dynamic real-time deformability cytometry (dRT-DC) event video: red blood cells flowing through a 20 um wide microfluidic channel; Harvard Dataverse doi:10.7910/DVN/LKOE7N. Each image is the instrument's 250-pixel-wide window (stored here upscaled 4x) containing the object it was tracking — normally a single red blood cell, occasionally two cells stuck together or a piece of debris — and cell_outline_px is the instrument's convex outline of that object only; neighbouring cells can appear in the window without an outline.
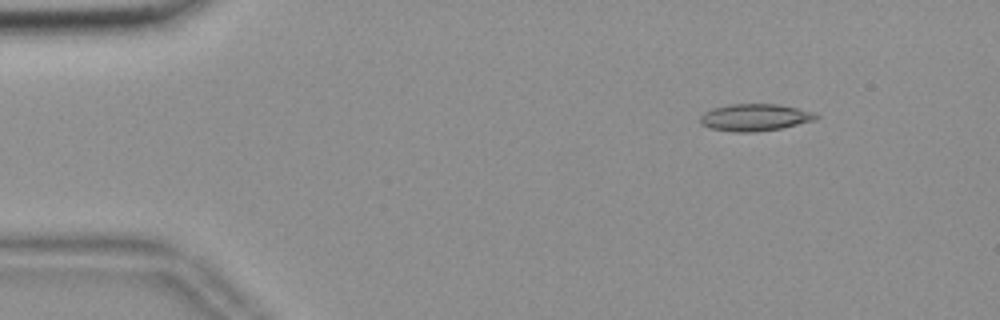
{"species": "common noctule bat (a hibernating species)", "species_latin": "Nyctalus noctula", "temperature_condition": "room temperature", "stored_images_in_passage": 55, "camera_frame_rate_fps": 3000, "um_per_image_px": 0.085, "animal": {"sex": "female", "body_mass_g": 18.4}, "frame": {"image": 1, "passage_image": 7, "time_ms": 2.0, "image_size_px": [1000, 320], "cell_outline_px": [[820, 116], [816, 120], [780, 128], [756, 132], [732, 132], [712, 128], [700, 124], [700, 116], [704, 112], [712, 108], [728, 104], [776, 104], [816, 112]], "centroid_in_image_um": [64.16, 9.98], "position_along_channel_um": 20.8, "area_um2": 18.32}}
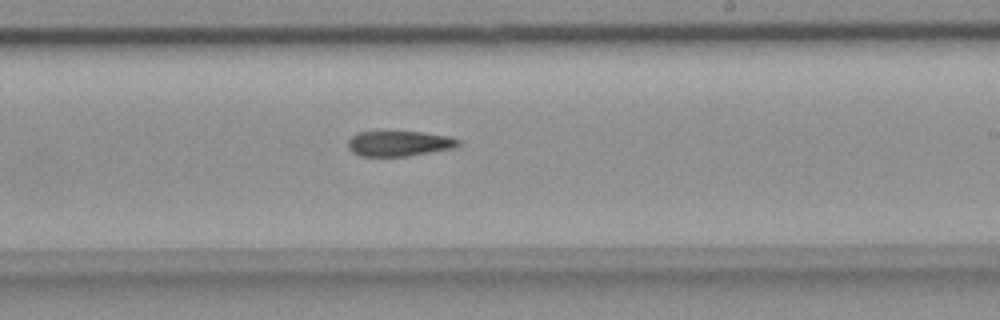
{"frame": {"image": 2, "passage_image": 33, "time_ms": 10.667, "image_size_px": [1000, 320], "cell_outline_px": [[460, 144], [452, 148], [408, 156], [360, 156], [352, 152], [348, 148], [348, 140], [356, 132], [420, 132], [452, 136], [460, 140]], "centroid_in_image_um": [33.92, 12.2], "position_along_channel_um": 255.1, "area_um2": 16.24}}
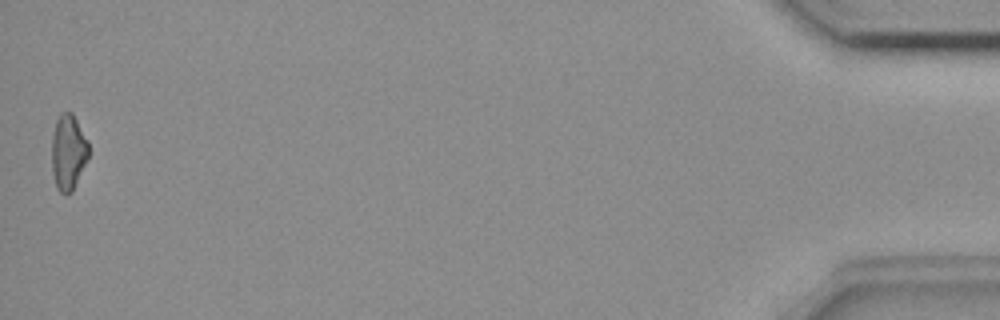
{"frame": {"image": 3, "passage_image": 55, "time_ms": 18.0, "image_size_px": [1000, 320], "cell_outline_px": [[88, 160], [72, 192], [68, 196], [60, 192], [56, 188], [52, 172], [52, 136], [56, 120], [60, 112], [72, 112], [88, 140]], "centroid_in_image_um": [5.8, 12.96], "position_along_channel_um": 429.4, "area_um2": 16.53}}